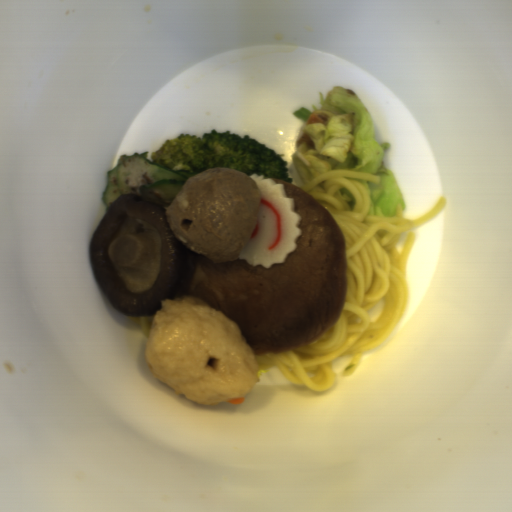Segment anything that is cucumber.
<instances>
[{"mask_svg":"<svg viewBox=\"0 0 512 512\" xmlns=\"http://www.w3.org/2000/svg\"><path fill=\"white\" fill-rule=\"evenodd\" d=\"M192 172L173 170L148 159V151L122 155L106 174V188L101 200L107 208L122 193H135L143 200L171 207L175 196Z\"/></svg>","mask_w":512,"mask_h":512,"instance_id":"obj_1","label":"cucumber"}]
</instances>
